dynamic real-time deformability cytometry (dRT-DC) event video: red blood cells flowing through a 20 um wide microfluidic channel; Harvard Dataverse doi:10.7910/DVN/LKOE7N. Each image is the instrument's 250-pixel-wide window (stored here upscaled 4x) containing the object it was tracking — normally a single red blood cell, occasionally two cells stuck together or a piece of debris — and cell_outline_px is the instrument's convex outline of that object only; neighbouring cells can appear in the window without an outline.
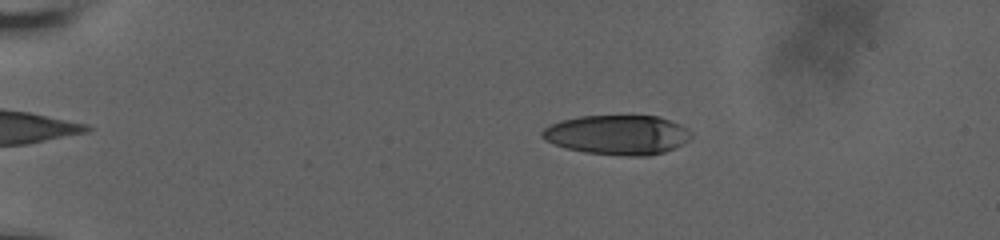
{"species": "human", "species_latin": "Homo sapiens", "temperature_condition": "room temperature", "stored_images_in_passage": 10, "camera_frame_rate_fps": 3000, "um_per_image_px": 0.085, "donor": {"sex": "male"}, "frame": {"image": 1, "passage_image": 5, "time_ms": 3.0, "image_size_px": [1000, 240], "cell_outline_px": [[692, 136], [684, 144], [676, 148], [664, 152], [648, 156], [628, 156], [584, 152], [564, 148], [544, 140], [540, 136], [540, 132], [544, 128], [560, 120], [580, 116], [660, 116], [680, 124], [688, 128], [692, 132]], "centroid_in_image_um": [52.5, 11.46], "position_along_channel_um": 32.5, "area_um2": 34.74}}
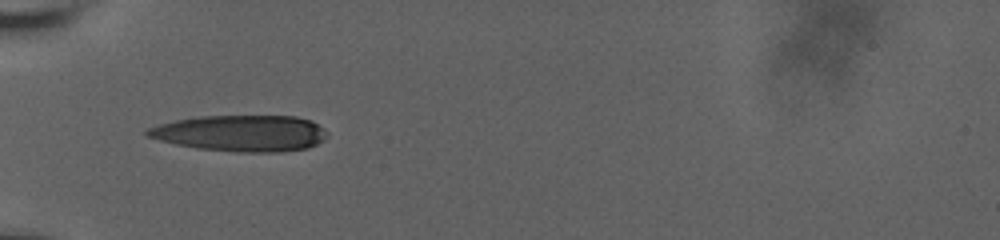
{"frame": {"image": 2, "passage_image": 9, "time_ms": 6.0, "image_size_px": [1000, 240], "cell_outline_px": [[328, 136], [324, 140], [308, 148], [280, 152], [240, 152], [196, 148], [176, 144], [160, 140], [148, 136], [144, 132], [148, 128], [160, 124], [176, 120], [200, 116], [296, 116], [312, 120], [324, 128], [328, 132]], "centroid_in_image_um": [20.53, 11.32], "position_along_channel_um": 64.5, "area_um2": 38.09}}